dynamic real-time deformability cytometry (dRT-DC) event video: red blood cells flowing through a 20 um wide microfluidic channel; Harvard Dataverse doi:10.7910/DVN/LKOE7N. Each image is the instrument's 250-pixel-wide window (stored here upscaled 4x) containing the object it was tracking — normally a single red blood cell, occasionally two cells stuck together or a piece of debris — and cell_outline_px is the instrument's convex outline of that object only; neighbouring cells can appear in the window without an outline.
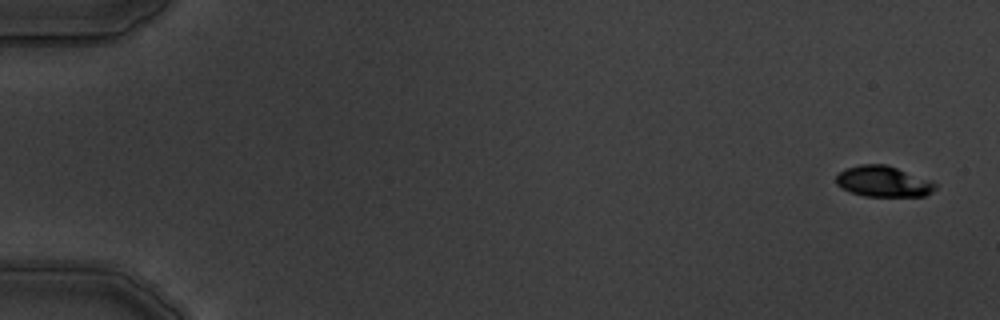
{"species": "common noctule bat (a hibernating species)", "species_latin": "Nyctalus noctula", "temperature_condition": "warm", "stored_images_in_passage": 4, "camera_frame_rate_fps": 3000, "um_per_image_px": 0.085, "animal": {"sex": "male", "body_mass_g": 19.5, "forearm_length_mm": 54.6}, "frame": {"image": 1, "passage_image": 1, "time_ms": 0.0, "image_size_px": [1000, 320], "cell_outline_px": [[936, 188], [932, 192], [924, 196], [864, 196], [852, 192], [836, 184], [836, 176], [844, 168], [860, 164], [884, 164], [896, 168], [928, 180], [936, 184]], "centroid_in_image_um": [75.04, 15.42], "position_along_channel_um": 10.0, "area_um2": 17.51}}